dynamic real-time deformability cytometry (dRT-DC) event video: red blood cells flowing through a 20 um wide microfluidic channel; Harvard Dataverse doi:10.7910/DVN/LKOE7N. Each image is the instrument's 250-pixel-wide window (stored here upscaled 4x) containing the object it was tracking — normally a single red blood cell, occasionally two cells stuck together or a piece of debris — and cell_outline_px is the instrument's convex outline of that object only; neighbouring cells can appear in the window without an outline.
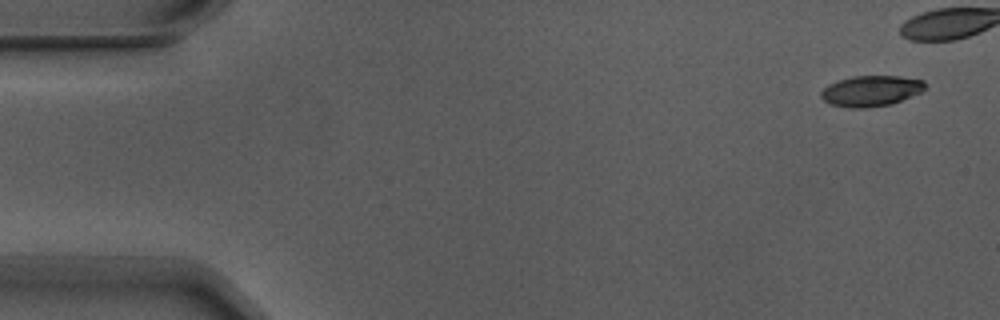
{"species": "Egyptian fruit bat (a non-hibernating species)", "species_latin": "Rousettus aegyptiacus", "temperature_condition": "warm", "stored_images_in_passage": 6, "camera_frame_rate_fps": 3000, "um_per_image_px": 0.085, "animal": {"sex": "male"}, "frame": {"image": 1, "passage_image": 1, "time_ms": 0.0, "image_size_px": [1000, 320], "cell_outline_px": [[924, 88], [920, 92], [892, 104], [868, 108], [852, 108], [832, 104], [824, 100], [820, 96], [820, 92], [828, 84], [852, 76], [900, 76], [924, 80]], "centroid_in_image_um": [74.02, 7.73], "position_along_channel_um": 11.0, "area_um2": 18.5}}
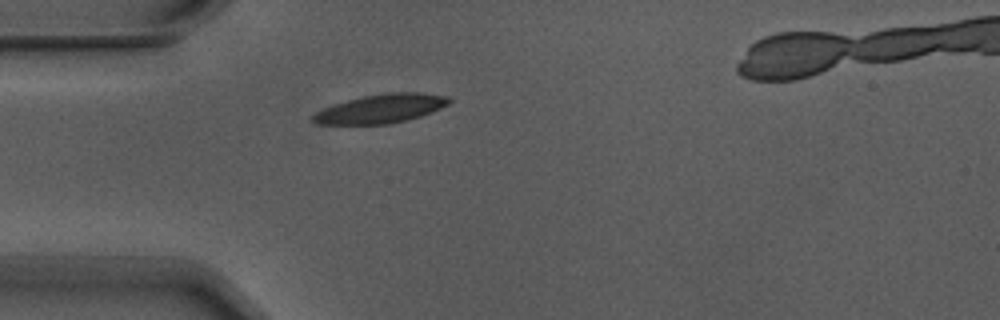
{"frame": {"image": 2, "passage_image": 5, "time_ms": 1.333, "image_size_px": [1000, 320], "cell_outline_px": [[452, 100], [448, 104], [432, 112], [420, 116], [388, 124], [316, 124], [308, 120], [308, 116], [332, 104], [364, 96], [384, 92], [420, 92], [448, 96]], "centroid_in_image_um": [32.32, 9.23], "position_along_channel_um": 52.7, "area_um2": 23.06}}